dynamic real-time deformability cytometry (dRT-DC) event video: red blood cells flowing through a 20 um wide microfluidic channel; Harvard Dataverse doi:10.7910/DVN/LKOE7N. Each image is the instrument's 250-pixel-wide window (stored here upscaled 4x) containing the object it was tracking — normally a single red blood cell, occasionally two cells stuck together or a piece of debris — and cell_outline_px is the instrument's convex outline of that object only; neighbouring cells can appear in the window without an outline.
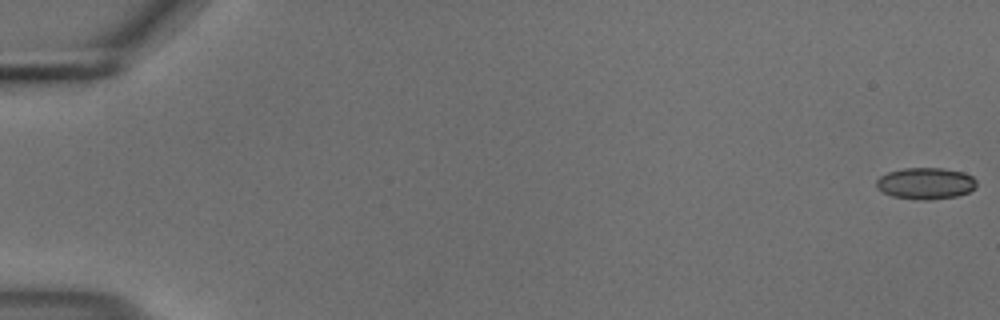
{"species": "common noctule bat (a hibernating species)", "species_latin": "Nyctalus noctula", "temperature_condition": "cold", "stored_images_in_passage": 56, "camera_frame_rate_fps": 3000, "um_per_image_px": 0.085, "animal": {"sex": "male", "body_mass_g": 18.8}, "frame": {"image": 1, "passage_image": 1, "time_ms": 0.0, "image_size_px": [1000, 320], "cell_outline_px": [[976, 188], [968, 192], [956, 196], [928, 200], [920, 200], [892, 196], [876, 188], [876, 180], [880, 176], [888, 172], [904, 168], [940, 168], [964, 172], [972, 176], [976, 180]], "centroid_in_image_um": [78.68, 15.58], "position_along_channel_um": 6.3, "area_um2": 18.44}}
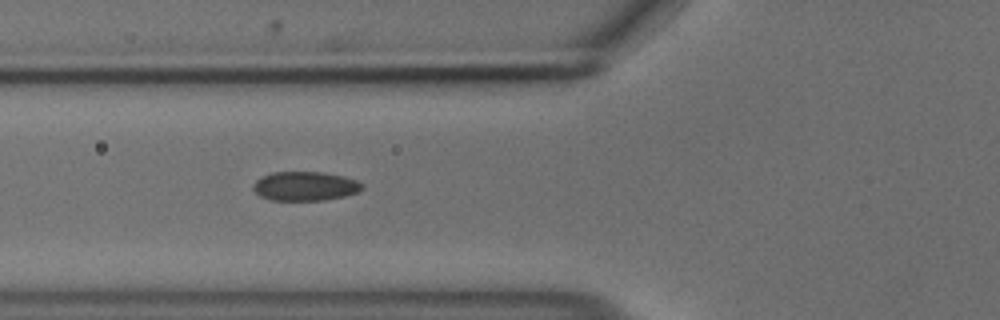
{"frame": {"image": 2, "passage_image": 22, "time_ms": 7.0, "image_size_px": [1000, 320], "cell_outline_px": [[364, 188], [360, 192], [344, 196], [324, 200], [272, 200], [260, 196], [252, 188], [256, 180], [272, 172], [324, 172], [344, 176], [356, 180], [364, 184]], "centroid_in_image_um": [25.98, 15.82], "position_along_channel_um": 99.8, "area_um2": 18.55}}
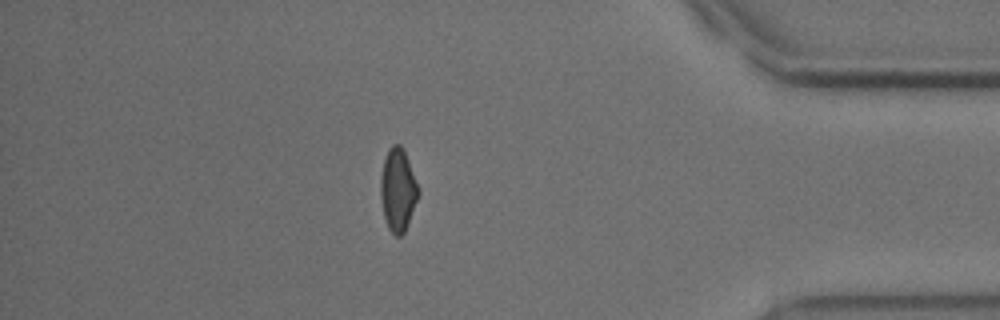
{"frame": {"image": 3, "passage_image": 49, "time_ms": 16.0, "image_size_px": [1000, 320], "cell_outline_px": [[420, 192], [408, 224], [404, 232], [400, 236], [396, 236], [388, 228], [384, 216], [380, 196], [380, 176], [384, 160], [388, 148], [392, 144], [400, 144], [404, 152], [420, 188]], "centroid_in_image_um": [33.82, 16.14], "position_along_channel_um": 401.4, "area_um2": 18.21}, "authors_computed_cell_mechanics": {"area_um2": 18.5538, "velocity_mm_per_s": 3.6955, "shape_relaxation_time_tau1_ms": 5.5434, "shape_relaxation_time_tau2_ms": 1.6878, "deformation_change_tau1": 0.1164, "deformation_change_tau2": 0.0472}}